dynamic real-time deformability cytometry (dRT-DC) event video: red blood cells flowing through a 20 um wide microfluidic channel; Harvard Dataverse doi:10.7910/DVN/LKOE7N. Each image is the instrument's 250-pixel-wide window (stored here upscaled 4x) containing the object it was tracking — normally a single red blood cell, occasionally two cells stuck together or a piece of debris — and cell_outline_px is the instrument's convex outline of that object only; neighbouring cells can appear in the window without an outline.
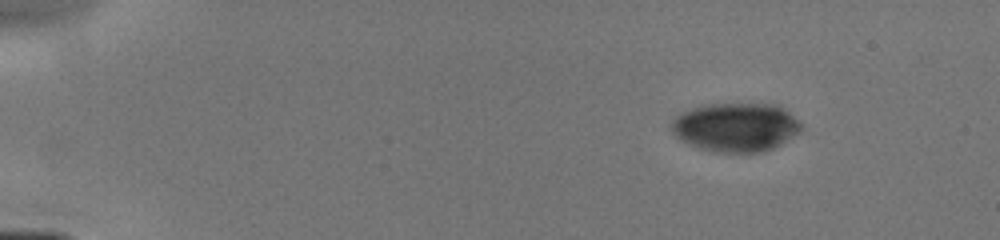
{"species": "human", "species_latin": "Homo sapiens", "temperature_condition": "cold", "stored_images_in_passage": 8, "camera_frame_rate_fps": 3000, "um_per_image_px": 0.085, "donor": {"sex": "male"}, "frame": {"image": 1, "passage_image": 1, "time_ms": 0.0, "image_size_px": [1000, 240], "cell_outline_px": [[800, 132], [776, 148], [764, 152], [712, 152], [688, 144], [680, 140], [668, 128], [672, 120], [676, 116], [692, 108], [704, 104], [768, 104], [780, 108], [788, 112], [800, 124]], "centroid_in_image_um": [62.49, 10.83], "position_along_channel_um": 22.5, "area_um2": 36.88}}
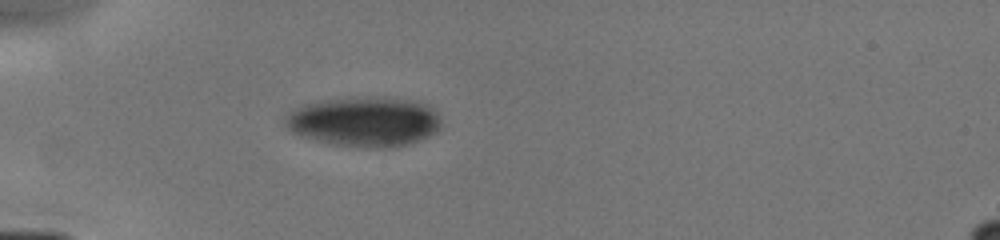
{"frame": {"image": 2, "passage_image": 8, "time_ms": 3.0, "image_size_px": [1000, 240], "cell_outline_px": [[440, 128], [436, 132], [420, 140], [404, 144], [332, 144], [316, 140], [292, 132], [284, 124], [284, 116], [288, 112], [300, 104], [324, 100], [376, 96], [404, 100], [428, 104], [436, 116], [440, 124]], "centroid_in_image_um": [30.88, 10.28], "position_along_channel_um": 54.1, "area_um2": 43.7}}